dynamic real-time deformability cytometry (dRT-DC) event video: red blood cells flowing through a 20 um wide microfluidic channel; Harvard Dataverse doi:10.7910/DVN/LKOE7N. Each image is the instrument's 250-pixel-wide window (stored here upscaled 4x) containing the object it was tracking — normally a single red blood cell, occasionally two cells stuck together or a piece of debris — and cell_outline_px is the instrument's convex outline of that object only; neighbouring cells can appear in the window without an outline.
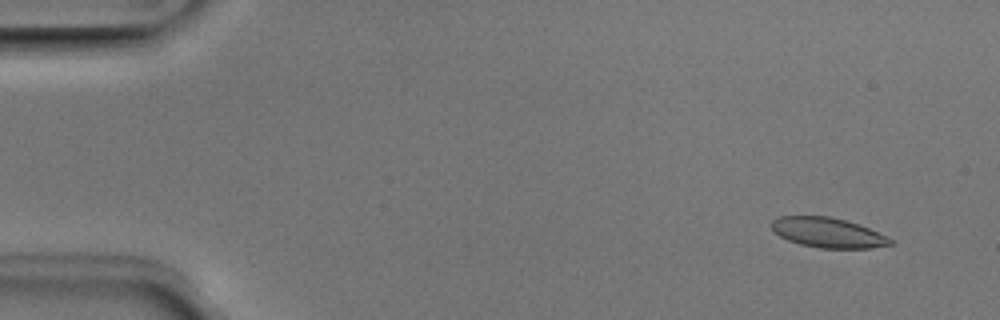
{"species": "Egyptian fruit bat (a non-hibernating species)", "species_latin": "Rousettus aegyptiacus", "temperature_condition": "room temperature", "stored_images_in_passage": 16, "camera_frame_rate_fps": 3000, "um_per_image_px": 0.085, "animal": {"sex": "male"}, "frame": {"image": 1, "passage_image": 4, "time_ms": 1.0, "image_size_px": [1000, 320], "cell_outline_px": [[896, 244], [872, 248], [820, 248], [800, 244], [788, 240], [780, 236], [768, 224], [772, 220], [780, 216], [828, 216], [844, 220], [868, 228], [892, 240]], "centroid_in_image_um": [70.33, 19.78], "position_along_channel_um": 14.7, "area_um2": 20.52}}
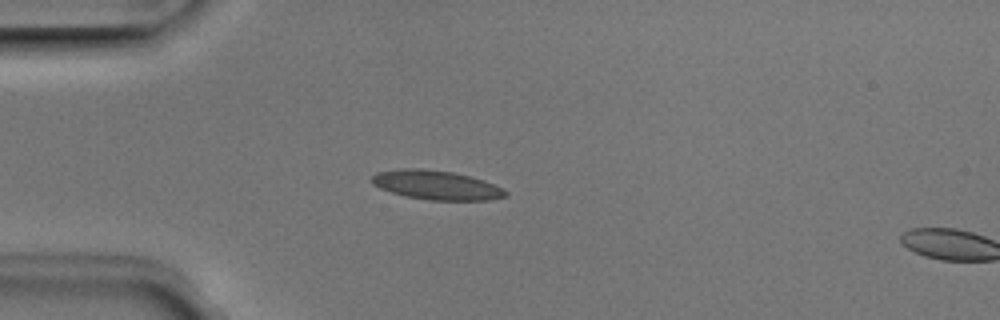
{"frame": {"image": 2, "passage_image": 14, "time_ms": 4.333, "image_size_px": [1000, 320], "cell_outline_px": [[508, 192], [504, 196], [488, 200], [428, 200], [404, 196], [380, 188], [372, 184], [372, 176], [376, 172], [400, 168], [424, 168], [452, 172], [484, 180]], "centroid_in_image_um": [37.02, 15.72], "position_along_channel_um": 48.0, "area_um2": 22.6}}